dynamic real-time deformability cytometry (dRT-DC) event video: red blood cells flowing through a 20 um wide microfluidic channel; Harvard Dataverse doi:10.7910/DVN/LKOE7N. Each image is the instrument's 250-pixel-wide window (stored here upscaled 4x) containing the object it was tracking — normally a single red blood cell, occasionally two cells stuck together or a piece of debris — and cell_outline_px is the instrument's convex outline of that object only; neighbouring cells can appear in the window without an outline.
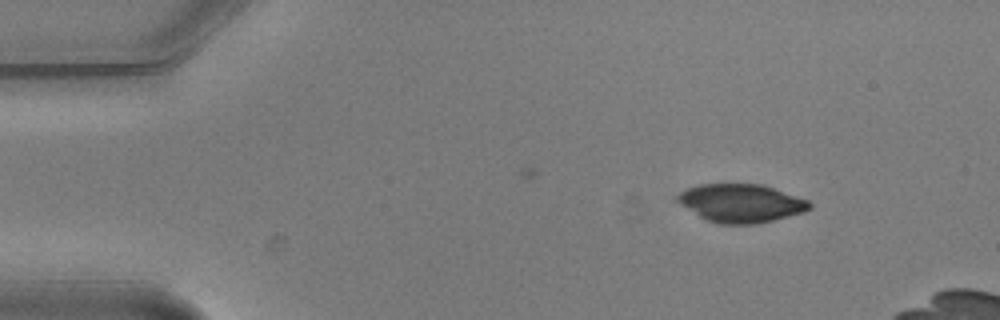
{"species": "common noctule bat (a hibernating species)", "species_latin": "Nyctalus noctula", "temperature_condition": "warm", "stored_images_in_passage": 4, "camera_frame_rate_fps": 3000, "um_per_image_px": 0.085, "animal": {"sex": "male", "body_mass_g": 20.5, "forearm_length_mm": 52.5}, "frame": {"image": 1, "passage_image": 1, "time_ms": 0.0, "image_size_px": [1000, 320], "cell_outline_px": [[812, 208], [804, 212], [756, 224], [720, 224], [708, 220], [700, 216], [680, 204], [676, 200], [676, 196], [680, 192], [688, 188], [700, 184], [764, 184], [808, 200], [812, 204]], "centroid_in_image_um": [63.01, 17.26], "position_along_channel_um": 22.0, "area_um2": 29.36}}